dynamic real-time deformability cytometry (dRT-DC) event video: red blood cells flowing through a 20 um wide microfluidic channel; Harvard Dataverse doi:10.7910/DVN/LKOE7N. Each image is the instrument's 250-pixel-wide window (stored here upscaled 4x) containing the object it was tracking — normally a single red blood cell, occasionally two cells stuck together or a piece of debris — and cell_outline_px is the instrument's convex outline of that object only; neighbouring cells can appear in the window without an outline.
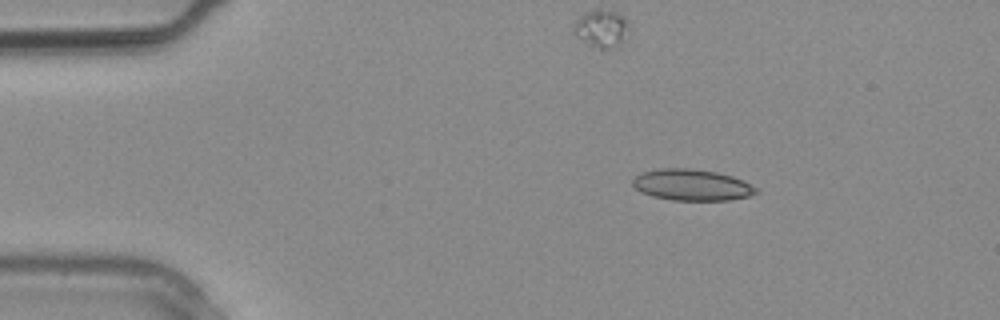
{"species": "common noctule bat (a hibernating species)", "species_latin": "Nyctalus noctula", "temperature_condition": "warm", "stored_images_in_passage": 2, "camera_frame_rate_fps": 3000, "um_per_image_px": 0.085, "animal": {"sex": "male", "body_mass_g": 20.4}, "frame": {"image": 1, "passage_image": 1, "time_ms": 0.0, "image_size_px": [1000, 320], "cell_outline_px": [[760, 192], [748, 196], [728, 200], [672, 200], [652, 196], [640, 192], [632, 184], [632, 180], [640, 172], [660, 168], [692, 168], [716, 172], [732, 176], [756, 188]], "centroid_in_image_um": [58.76, 15.71], "position_along_channel_um": 26.2, "area_um2": 22.43}}
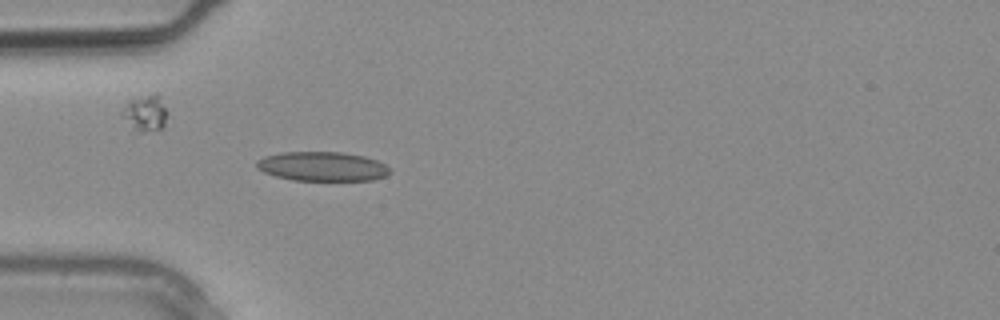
{"frame": {"image": 2, "passage_image": 2, "time_ms": 0.333, "image_size_px": [1000, 320], "cell_outline_px": [[392, 172], [384, 176], [372, 180], [292, 180], [276, 176], [264, 172], [256, 168], [256, 160], [264, 156], [280, 152], [340, 152], [364, 156], [376, 160], [384, 164]], "centroid_in_image_um": [27.36, 14.14], "position_along_channel_um": 57.6, "area_um2": 22.72}}